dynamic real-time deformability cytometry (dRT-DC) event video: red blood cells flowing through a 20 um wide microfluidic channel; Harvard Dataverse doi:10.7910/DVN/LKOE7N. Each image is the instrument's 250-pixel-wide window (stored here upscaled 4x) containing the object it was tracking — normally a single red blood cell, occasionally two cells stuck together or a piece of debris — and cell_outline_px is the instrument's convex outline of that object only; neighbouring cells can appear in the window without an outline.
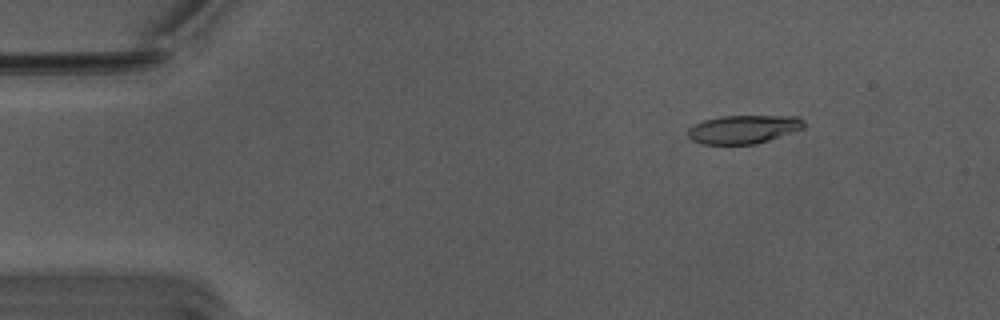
{"species": "Egyptian fruit bat (a non-hibernating species)", "species_latin": "Rousettus aegyptiacus", "temperature_condition": "warm", "stored_images_in_passage": 55, "camera_frame_rate_fps": 3000, "um_per_image_px": 0.085, "animal": {"sex": "male"}, "frame": {"image": 1, "passage_image": 8, "time_ms": 2.333, "image_size_px": [1000, 320], "cell_outline_px": [[804, 128], [756, 144], [704, 144], [692, 140], [688, 136], [688, 128], [704, 120], [724, 116], [796, 116], [804, 120]], "centroid_in_image_um": [63.2, 10.99], "position_along_channel_um": 21.8, "area_um2": 19.02}}
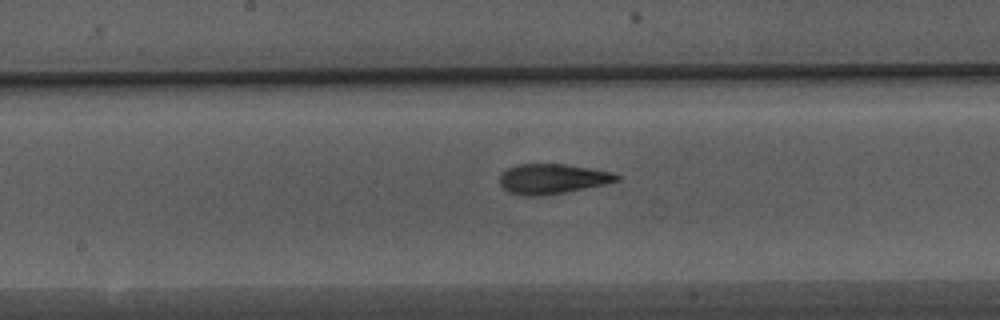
{"frame": {"image": 2, "passage_image": 29, "time_ms": 9.333, "image_size_px": [1000, 320], "cell_outline_px": [[620, 180], [604, 184], [564, 192], [540, 196], [520, 196], [508, 192], [500, 184], [500, 176], [508, 168], [520, 164], [564, 164], [592, 168], [612, 172], [620, 176]], "centroid_in_image_um": [46.95, 15.2], "position_along_channel_um": 201.3, "area_um2": 20.35}}
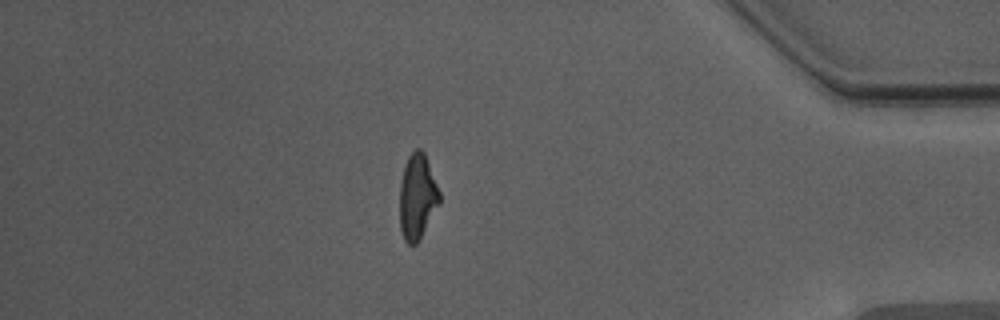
{"frame": {"image": 3, "passage_image": 48, "time_ms": 15.667, "image_size_px": [1000, 320], "cell_outline_px": [[440, 204], [420, 240], [416, 244], [408, 244], [404, 240], [400, 228], [400, 184], [404, 164], [408, 156], [416, 148], [420, 148], [424, 152], [440, 192]], "centroid_in_image_um": [35.47, 16.74], "position_along_channel_um": 399.7, "area_um2": 20.0}, "authors_computed_cell_mechanics": {"area_um2": 20.0566, "velocity_mm_per_s": 3.7664, "shape_relaxation_time_tau1_ms": 7.2192, "shape_relaxation_time_tau2_ms": 2.2809, "deformation_change_tau1": 0.2308, "deformation_change_tau2": 0.1212}}